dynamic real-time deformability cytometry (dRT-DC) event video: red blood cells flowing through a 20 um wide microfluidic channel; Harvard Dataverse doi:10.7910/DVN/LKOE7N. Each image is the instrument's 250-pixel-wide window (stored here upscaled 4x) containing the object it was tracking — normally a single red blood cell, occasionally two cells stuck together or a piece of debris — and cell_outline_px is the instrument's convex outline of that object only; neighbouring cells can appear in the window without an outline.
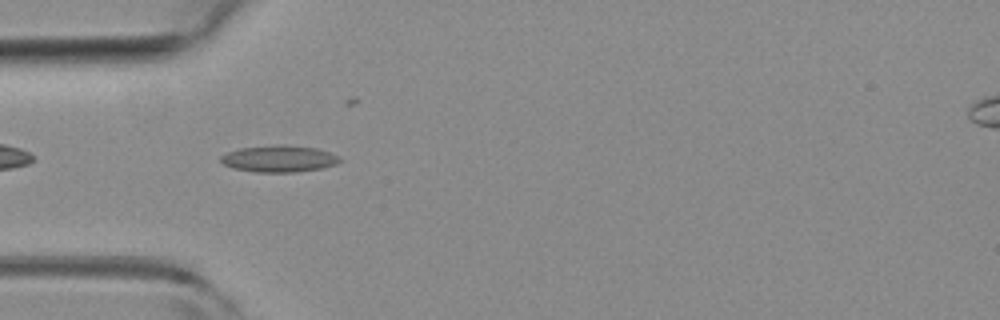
{"species": "common noctule bat (a hibernating species)", "species_latin": "Nyctalus noctula", "temperature_condition": "room temperature", "stored_images_in_passage": 4, "camera_frame_rate_fps": 3000, "um_per_image_px": 0.085, "animal": {"sex": "female", "body_mass_g": 19.3, "forearm_length_mm": 54.1}, "frame": {"image": 1, "passage_image": 3, "time_ms": 0.667, "image_size_px": [1000, 320], "cell_outline_px": [[340, 160], [336, 164], [320, 168], [296, 172], [256, 172], [232, 168], [224, 164], [220, 160], [220, 156], [228, 152], [240, 148], [276, 144], [284, 144], [316, 148], [340, 156]], "centroid_in_image_um": [23.7, 13.48], "position_along_channel_um": 61.3, "area_um2": 18.5}}
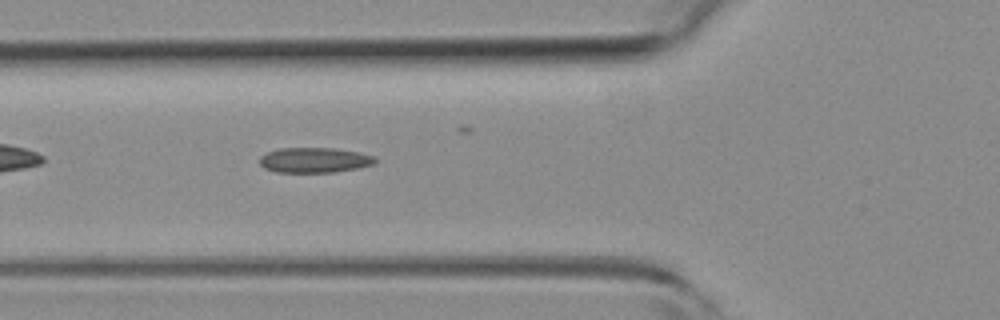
{"frame": {"image": 2, "passage_image": 4, "time_ms": 1.0, "image_size_px": [1000, 320], "cell_outline_px": [[380, 160], [376, 164], [336, 172], [276, 172], [264, 168], [260, 164], [260, 156], [268, 152], [280, 148], [336, 148], [360, 152], [376, 156]], "centroid_in_image_um": [26.8, 13.6], "position_along_channel_um": 99.0, "area_um2": 17.17}}